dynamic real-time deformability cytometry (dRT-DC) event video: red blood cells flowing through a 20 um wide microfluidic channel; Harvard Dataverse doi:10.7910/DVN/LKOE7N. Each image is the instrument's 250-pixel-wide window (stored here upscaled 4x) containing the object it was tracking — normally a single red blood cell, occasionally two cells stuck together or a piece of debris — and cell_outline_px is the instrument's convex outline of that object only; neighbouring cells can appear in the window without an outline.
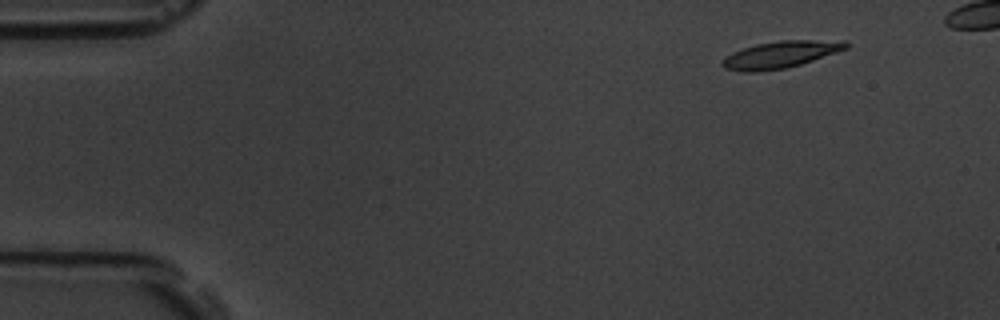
{"species": "common noctule bat (a hibernating species)", "species_latin": "Nyctalus noctula", "temperature_condition": "room temperature", "stored_images_in_passage": 47, "camera_frame_rate_fps": 3000, "um_per_image_px": 0.085, "animal": {"sex": "male", "body_mass_g": 19.5, "forearm_length_mm": 54.6}, "frame": {"image": 1, "passage_image": 1, "time_ms": 0.0, "image_size_px": [1000, 320], "cell_outline_px": [[848, 48], [800, 64], [784, 68], [756, 72], [744, 72], [724, 68], [720, 64], [724, 56], [732, 52], [756, 44], [780, 40], [848, 40]], "centroid_in_image_um": [66.32, 4.63], "position_along_channel_um": 18.7, "area_um2": 19.36}}
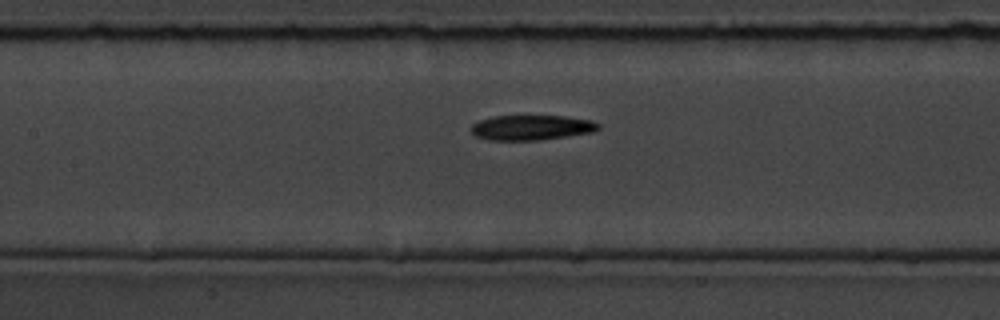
{"frame": {"image": 2, "passage_image": 21, "time_ms": 6.667, "image_size_px": [1000, 320], "cell_outline_px": [[600, 128], [596, 132], [540, 140], [488, 140], [476, 136], [468, 128], [472, 124], [480, 120], [492, 116], [564, 116], [592, 120], [600, 124]], "centroid_in_image_um": [45.19, 10.84], "position_along_channel_um": 162.2, "area_um2": 18.79}}
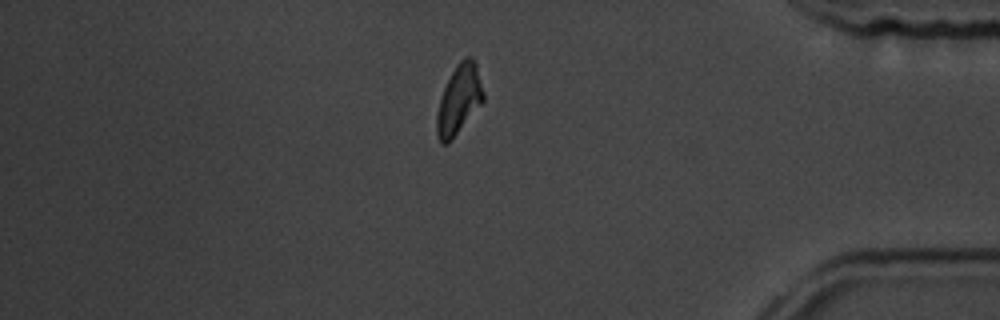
{"frame": {"image": 3, "passage_image": 43, "time_ms": 14.0, "image_size_px": [1000, 320], "cell_outline_px": [[484, 100], [452, 140], [448, 144], [440, 144], [436, 132], [436, 116], [440, 100], [444, 88], [456, 64], [460, 60], [468, 56], [472, 56], [476, 64], [484, 92]], "centroid_in_image_um": [39.01, 8.48], "position_along_channel_um": 396.2, "area_um2": 18.73}}